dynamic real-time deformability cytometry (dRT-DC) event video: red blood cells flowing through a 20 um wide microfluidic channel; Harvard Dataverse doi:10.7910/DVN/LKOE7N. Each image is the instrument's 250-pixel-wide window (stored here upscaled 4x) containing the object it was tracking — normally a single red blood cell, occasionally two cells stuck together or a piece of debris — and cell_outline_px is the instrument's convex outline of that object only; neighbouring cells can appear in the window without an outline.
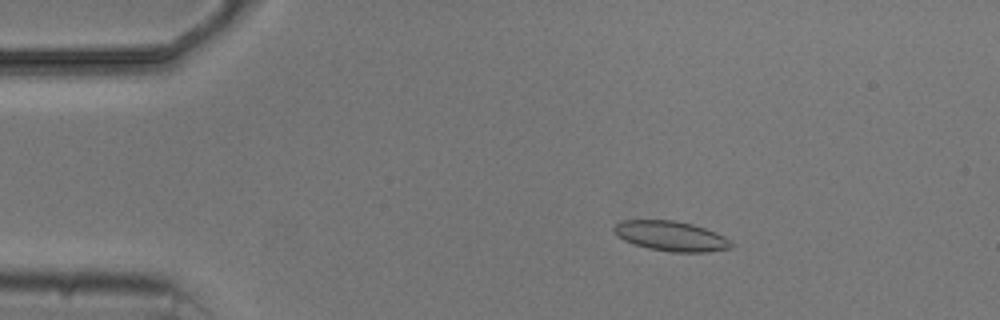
{"species": "common noctule bat (a hibernating species)", "species_latin": "Nyctalus noctula", "temperature_condition": "cold", "stored_images_in_passage": 9, "camera_frame_rate_fps": 3000, "um_per_image_px": 0.085, "animal": {"sex": "male", "body_mass_g": 20.5, "forearm_length_mm": 52.5}, "frame": {"image": 1, "passage_image": 3, "time_ms": 2.333, "image_size_px": [1000, 320], "cell_outline_px": [[732, 248], [708, 252], [672, 252], [648, 248], [624, 240], [616, 236], [612, 228], [620, 220], [672, 220], [692, 224], [716, 232], [724, 236], [732, 244]], "centroid_in_image_um": [57.01, 20.06], "position_along_channel_um": 28.0, "area_um2": 20.4}}
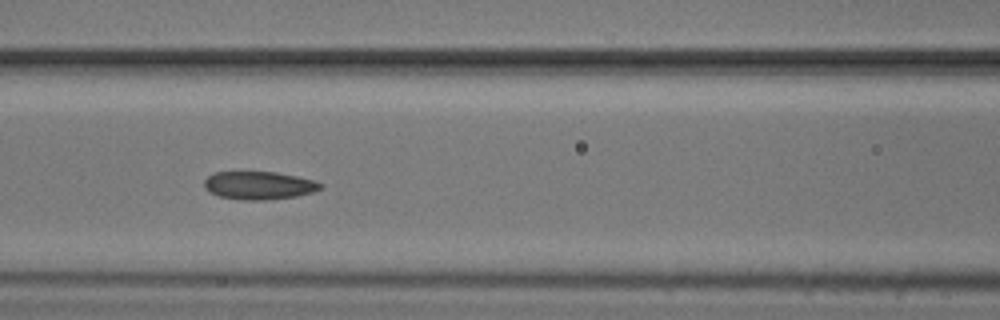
{"frame": {"image": 2, "passage_image": 7, "time_ms": 7.0, "image_size_px": [1000, 320], "cell_outline_px": [[324, 188], [312, 192], [296, 196], [268, 200], [240, 200], [220, 196], [208, 192], [204, 188], [204, 180], [208, 176], [216, 172], [276, 172], [316, 180], [324, 184]], "centroid_in_image_um": [22.03, 15.76], "position_along_channel_um": 144.6, "area_um2": 19.19}}
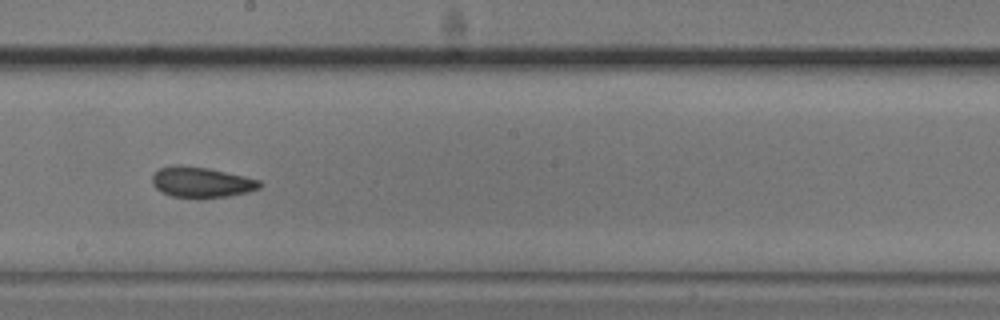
{"frame": {"image": 3, "passage_image": 9, "time_ms": 9.333, "image_size_px": [1000, 320], "cell_outline_px": [[264, 184], [260, 188], [248, 192], [228, 196], [196, 200], [172, 196], [156, 188], [152, 184], [152, 176], [160, 168], [176, 164], [208, 168], [244, 176], [260, 180]], "centroid_in_image_um": [17.14, 15.51], "position_along_channel_um": 231.1, "area_um2": 19.48}}